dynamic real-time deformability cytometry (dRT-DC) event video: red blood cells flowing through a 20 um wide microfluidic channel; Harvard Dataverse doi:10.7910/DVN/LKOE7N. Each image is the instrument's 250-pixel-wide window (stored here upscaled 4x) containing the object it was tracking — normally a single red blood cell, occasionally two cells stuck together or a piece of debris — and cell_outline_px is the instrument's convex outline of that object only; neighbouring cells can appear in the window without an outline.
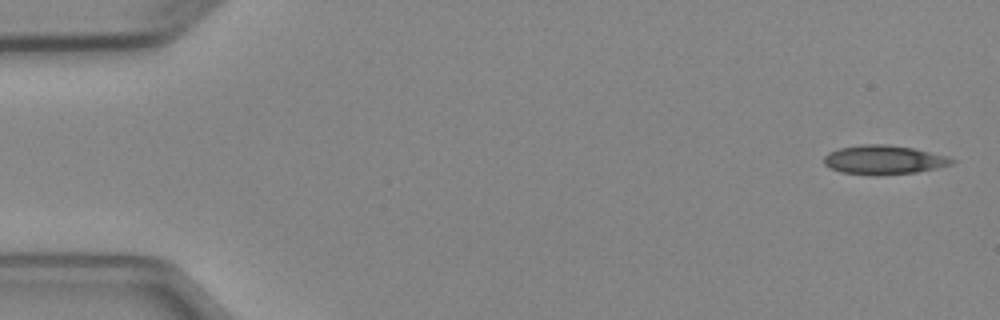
{"species": "Egyptian fruit bat (a non-hibernating species)", "species_latin": "Rousettus aegyptiacus", "temperature_condition": "cold", "stored_images_in_passage": 7, "camera_frame_rate_fps": 3000, "um_per_image_px": 0.085, "animal": {"sex": "female"}, "frame": {"image": 1, "passage_image": 1, "time_ms": 0.0, "image_size_px": [1000, 320], "cell_outline_px": [[956, 160], [952, 164], [936, 168], [916, 172], [880, 176], [872, 176], [840, 172], [824, 164], [824, 156], [828, 152], [840, 148], [860, 144], [888, 144], [912, 148], [948, 156]], "centroid_in_image_um": [75.11, 13.59], "position_along_channel_um": 9.9, "area_um2": 21.85}}
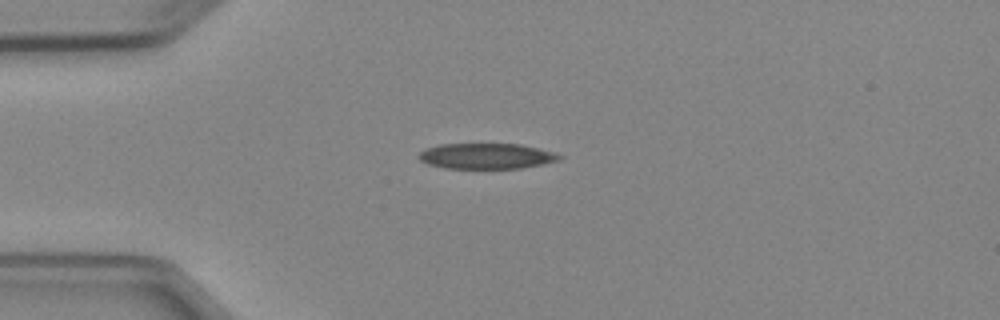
{"frame": {"image": 2, "passage_image": 4, "time_ms": 3.667, "image_size_px": [1000, 320], "cell_outline_px": [[564, 156], [560, 160], [520, 168], [444, 168], [428, 164], [420, 160], [416, 156], [424, 148], [440, 144], [520, 144], [540, 148], [556, 152]], "centroid_in_image_um": [41.34, 13.26], "position_along_channel_um": 43.7, "area_um2": 21.1}}